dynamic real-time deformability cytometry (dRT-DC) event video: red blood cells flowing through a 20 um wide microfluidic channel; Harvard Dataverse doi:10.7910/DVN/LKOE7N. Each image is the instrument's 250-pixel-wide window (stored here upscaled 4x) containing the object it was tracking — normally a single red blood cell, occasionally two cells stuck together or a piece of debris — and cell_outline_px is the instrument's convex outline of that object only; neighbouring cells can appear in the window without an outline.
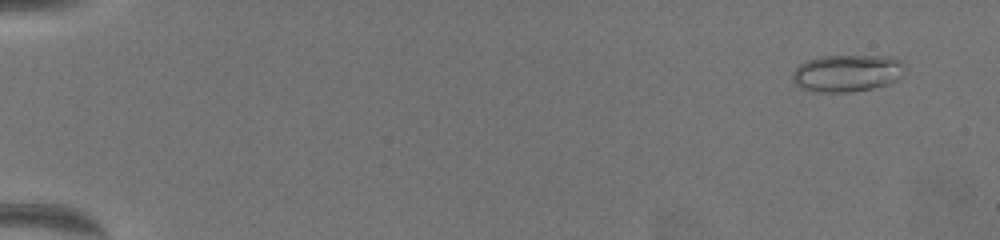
{"species": "common noctule bat (a hibernating species)", "species_latin": "Nyctalus noctula", "temperature_condition": "warm", "stored_images_in_passage": 65, "camera_frame_rate_fps": 3000, "um_per_image_px": 0.085, "animal": {"sex": "female", "body_mass_g": 19.5, "forearm_length_mm": 54.1}, "frame": {"image": 1, "passage_image": 5, "time_ms": 1.333, "image_size_px": [1000, 240], "cell_outline_px": [[904, 68], [900, 76], [896, 80], [888, 84], [872, 88], [852, 92], [812, 92], [800, 88], [792, 80], [792, 72], [800, 64], [808, 60], [820, 56], [892, 56], [900, 60], [904, 64]], "centroid_in_image_um": [71.98, 6.22], "position_along_channel_um": 13.0, "area_um2": 24.45}}
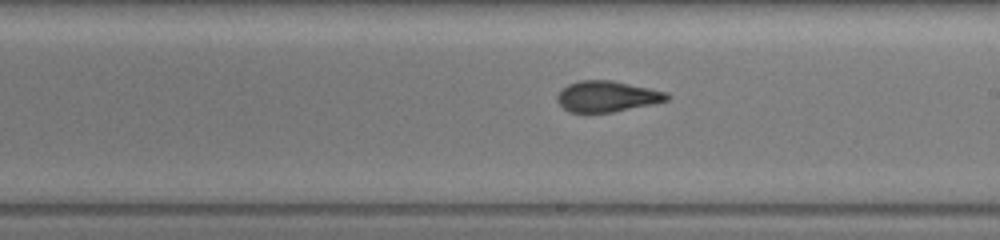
{"frame": {"image": 2, "passage_image": 40, "time_ms": 13.0, "image_size_px": [1000, 240], "cell_outline_px": [[672, 96], [668, 100], [652, 104], [612, 112], [568, 112], [556, 100], [556, 96], [568, 84], [580, 80], [612, 80], [668, 92]], "centroid_in_image_um": [51.62, 8.19], "position_along_channel_um": 237.4, "area_um2": 19.71}}
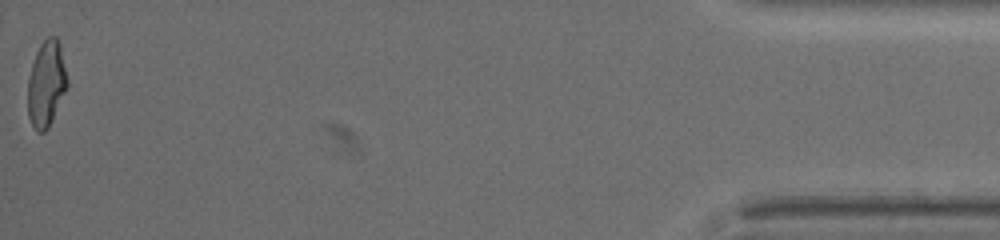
{"frame": {"image": 3, "passage_image": 65, "time_ms": 21.333, "image_size_px": [1000, 240], "cell_outline_px": [[68, 88], [48, 128], [44, 132], [36, 132], [28, 116], [28, 80], [32, 64], [36, 52], [40, 44], [48, 36], [56, 36], [60, 44], [68, 80]], "centroid_in_image_um": [3.95, 7.12], "position_along_channel_um": 431.2, "area_um2": 19.88}, "authors_computed_cell_mechanics": {"area_um2": 19.8832, "velocity_mm_per_s": 3.3649, "shape_relaxation_time_tau1_ms": 7.2701, "shape_relaxation_time_tau2_ms": 1.3993, "deformation_change_tau1": 0.2476, "deformation_change_tau2": 0.0954}}